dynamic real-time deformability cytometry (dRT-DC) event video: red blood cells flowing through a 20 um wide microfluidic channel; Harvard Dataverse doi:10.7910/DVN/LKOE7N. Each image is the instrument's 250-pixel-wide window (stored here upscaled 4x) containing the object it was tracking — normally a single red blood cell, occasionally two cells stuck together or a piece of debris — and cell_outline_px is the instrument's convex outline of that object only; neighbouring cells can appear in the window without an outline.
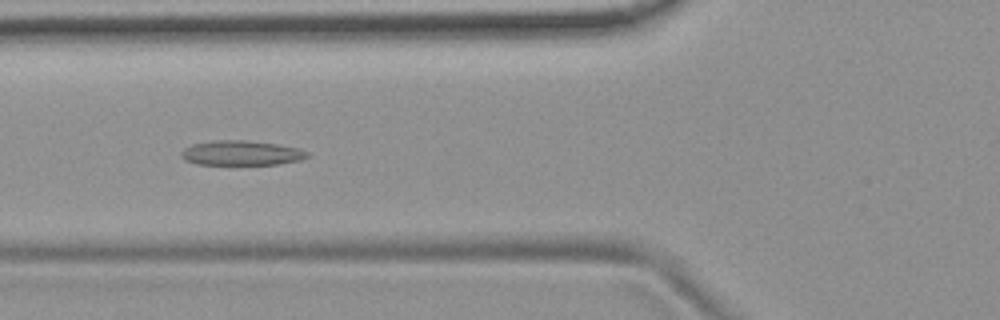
{"species": "common noctule bat (a hibernating species)", "species_latin": "Nyctalus noctula", "temperature_condition": "room temperature", "stored_images_in_passage": 54, "camera_frame_rate_fps": 3000, "um_per_image_px": 0.085, "animal": {"sex": "female", "body_mass_g": 19.9}, "frame": {"image": 1, "passage_image": 21, "time_ms": 6.667, "image_size_px": [1000, 320], "cell_outline_px": [[312, 156], [300, 160], [276, 164], [196, 164], [184, 160], [180, 156], [180, 152], [184, 148], [192, 144], [212, 140], [248, 140], [276, 144], [300, 148], [308, 152]], "centroid_in_image_um": [20.51, 12.99], "position_along_channel_um": 105.3, "area_um2": 18.32}}
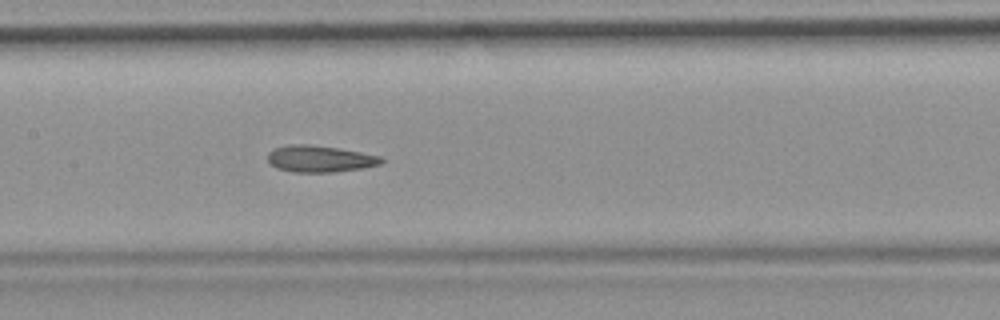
{"frame": {"image": 2, "passage_image": 27, "time_ms": 8.667, "image_size_px": [1000, 320], "cell_outline_px": [[384, 160], [380, 164], [364, 168], [332, 172], [292, 172], [276, 168], [268, 164], [268, 152], [276, 148], [288, 144], [312, 144], [360, 152], [380, 156]], "centroid_in_image_um": [27.15, 13.5], "position_along_channel_um": 180.3, "area_um2": 17.69}}
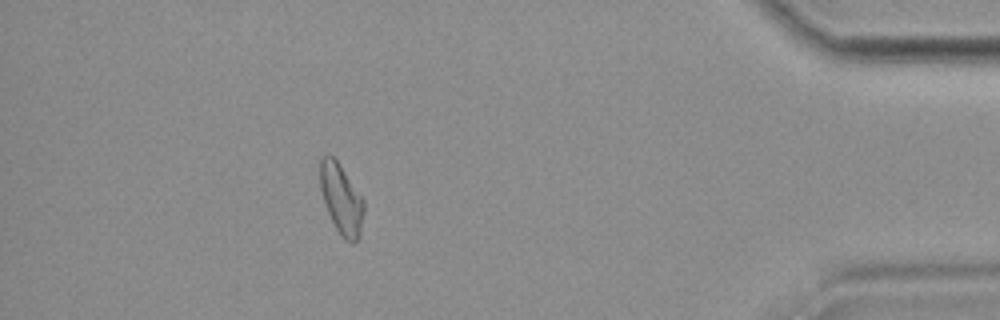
{"frame": {"image": 3, "passage_image": 49, "time_ms": 16.0, "image_size_px": [1000, 320], "cell_outline_px": [[364, 212], [360, 236], [356, 244], [352, 244], [344, 240], [340, 236], [324, 204], [320, 188], [320, 156], [332, 156], [340, 164], [364, 200]], "centroid_in_image_um": [29.02, 16.97], "position_along_channel_um": 406.2, "area_um2": 18.09}, "authors_computed_cell_mechanics": {"area_um2": 18.2648, "velocity_mm_per_s": 3.7455, "shape_relaxation_time_tau1_ms": null, "shape_relaxation_time_tau2_ms": 3.4233, "deformation_change_tau1": null, "deformation_change_tau2": 0.1193}}